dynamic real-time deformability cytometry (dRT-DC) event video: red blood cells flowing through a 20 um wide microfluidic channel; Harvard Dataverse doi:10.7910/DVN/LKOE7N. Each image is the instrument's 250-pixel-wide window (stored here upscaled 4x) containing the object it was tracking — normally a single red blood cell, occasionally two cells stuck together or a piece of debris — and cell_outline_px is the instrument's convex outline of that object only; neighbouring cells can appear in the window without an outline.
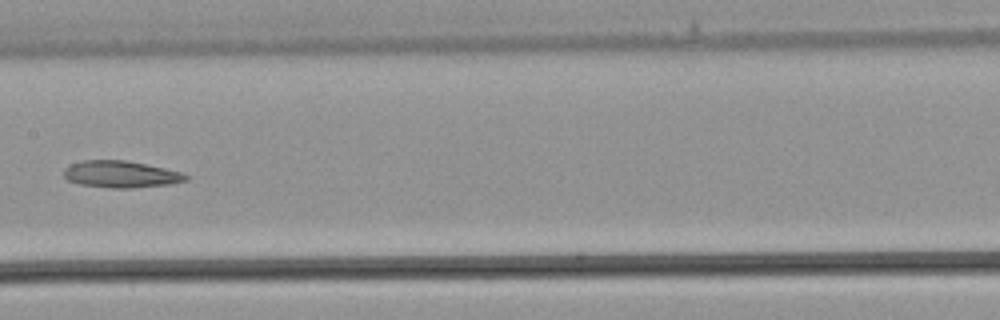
{"species": "common noctule bat (a hibernating species)", "species_latin": "Nyctalus noctula", "temperature_condition": "warm", "stored_images_in_passage": 19, "camera_frame_rate_fps": 3000, "um_per_image_px": 0.085, "animal": {"sex": "male", "body_mass_g": 21.5, "forearm_length_mm": 52.0}, "frame": {"image": 1, "passage_image": 18, "time_ms": 5.667, "image_size_px": [1000, 320], "cell_outline_px": [[188, 180], [172, 184], [132, 188], [112, 188], [80, 184], [68, 180], [64, 176], [64, 168], [72, 164], [84, 160], [124, 160], [164, 168], [180, 172], [188, 176]], "centroid_in_image_um": [10.28, 14.82], "position_along_channel_um": 197.1, "area_um2": 18.9}}